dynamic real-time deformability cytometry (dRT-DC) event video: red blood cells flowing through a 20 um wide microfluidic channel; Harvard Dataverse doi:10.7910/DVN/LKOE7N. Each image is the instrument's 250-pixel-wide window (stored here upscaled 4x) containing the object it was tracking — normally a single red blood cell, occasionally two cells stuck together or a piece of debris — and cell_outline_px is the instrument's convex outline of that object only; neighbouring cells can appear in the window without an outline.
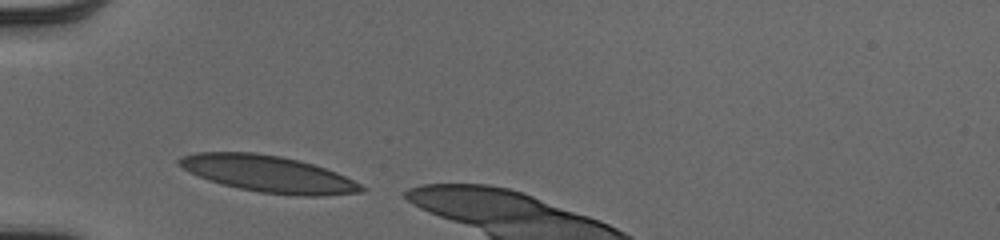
{"species": "human", "species_latin": "Homo sapiens", "temperature_condition": "cold", "stored_images_in_passage": 5, "camera_frame_rate_fps": 3000, "um_per_image_px": 0.085, "donor": {"sex": "male"}, "frame": {"image": 1, "passage_image": 1, "time_ms": 0.0, "image_size_px": [1000, 240], "cell_outline_px": [[368, 188], [360, 192], [324, 196], [292, 196], [260, 192], [240, 188], [208, 180], [188, 172], [176, 164], [176, 160], [180, 156], [196, 152], [252, 152], [280, 156], [300, 160], [336, 172]], "centroid_in_image_um": [22.77, 14.78], "position_along_channel_um": 62.2, "area_um2": 38.96}}